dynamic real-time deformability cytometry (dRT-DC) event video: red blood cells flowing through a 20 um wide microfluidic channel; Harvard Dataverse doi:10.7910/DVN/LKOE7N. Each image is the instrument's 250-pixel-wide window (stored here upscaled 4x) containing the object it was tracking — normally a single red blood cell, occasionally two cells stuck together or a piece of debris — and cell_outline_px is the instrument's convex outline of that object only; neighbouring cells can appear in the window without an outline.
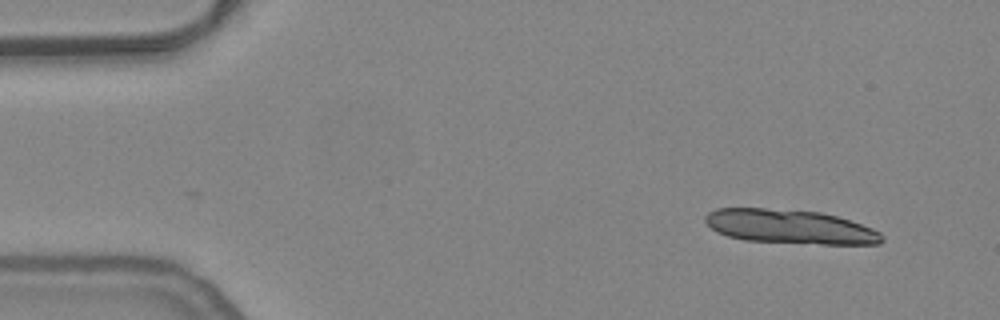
{"species": "common noctule bat (a hibernating species)", "species_latin": "Nyctalus noctula", "temperature_condition": "warm", "stored_images_in_passage": 11, "camera_frame_rate_fps": 3000, "um_per_image_px": 0.085, "animal": {"sex": "female", "body_mass_g": 24.6, "forearm_length_mm": 56.2}, "frame": {"image": 1, "passage_image": 1, "time_ms": 0.0, "image_size_px": [1000, 320], "cell_outline_px": [[884, 240], [880, 244], [820, 244], [744, 240], [728, 236], [716, 232], [704, 220], [704, 216], [708, 212], [716, 208], [764, 208], [820, 212], [836, 216], [872, 228], [880, 232], [884, 236]], "centroid_in_image_um": [67.14, 19.27], "position_along_channel_um": 17.9, "area_um2": 35.08}}